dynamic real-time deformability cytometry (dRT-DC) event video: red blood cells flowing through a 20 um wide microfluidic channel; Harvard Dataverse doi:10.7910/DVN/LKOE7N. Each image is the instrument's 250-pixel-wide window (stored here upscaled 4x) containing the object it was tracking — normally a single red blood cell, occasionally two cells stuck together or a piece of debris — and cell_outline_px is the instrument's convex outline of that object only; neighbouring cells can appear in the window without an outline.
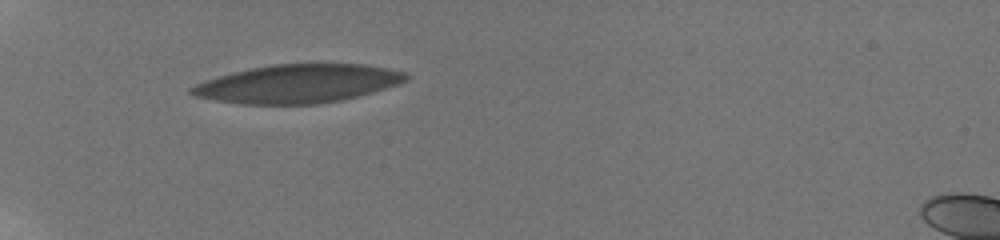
{"species": "human", "species_latin": "Homo sapiens", "temperature_condition": "room temperature", "stored_images_in_passage": 9, "camera_frame_rate_fps": 3000, "um_per_image_px": 0.085, "donor": {"sex": "male"}, "frame": {"image": 1, "passage_image": 1, "time_ms": 0.0, "image_size_px": [1000, 240], "cell_outline_px": [[408, 80], [372, 92], [344, 100], [316, 104], [244, 104], [216, 100], [196, 96], [188, 92], [188, 88], [196, 84], [220, 76], [252, 68], [272, 64], [364, 64], [388, 68], [404, 72], [408, 76]], "centroid_in_image_um": [25.34, 7.12], "position_along_channel_um": 59.7, "area_um2": 47.51}}